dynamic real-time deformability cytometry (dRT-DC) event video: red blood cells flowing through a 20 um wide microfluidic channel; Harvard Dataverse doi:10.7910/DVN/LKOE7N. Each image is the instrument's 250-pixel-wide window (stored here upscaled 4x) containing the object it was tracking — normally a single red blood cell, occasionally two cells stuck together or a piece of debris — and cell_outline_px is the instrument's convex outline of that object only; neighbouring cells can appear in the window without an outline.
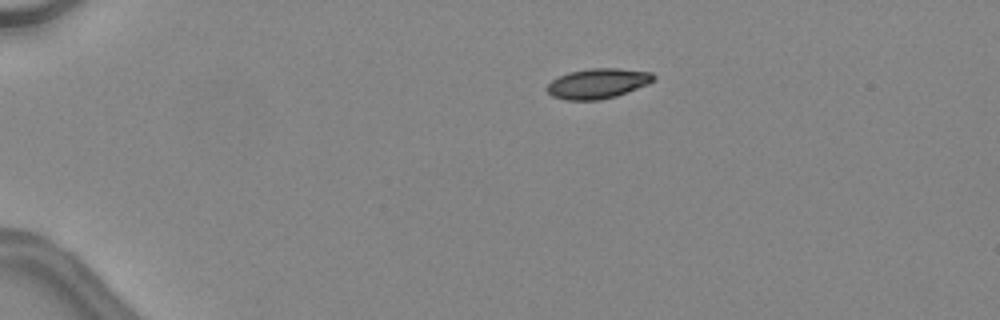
{"species": "common noctule bat (a hibernating species)", "species_latin": "Nyctalus noctula", "temperature_condition": "warm", "stored_images_in_passage": 37, "camera_frame_rate_fps": 3000, "um_per_image_px": 0.085, "animal": {"sex": "female", "body_mass_g": 24.6, "forearm_length_mm": 56.2}, "frame": {"image": 1, "passage_image": 1, "time_ms": 0.0, "image_size_px": [1000, 320], "cell_outline_px": [[656, 80], [648, 84], [616, 96], [600, 100], [568, 100], [552, 96], [544, 88], [552, 80], [568, 72], [588, 68], [620, 68], [652, 72], [656, 76]], "centroid_in_image_um": [50.83, 7.09], "position_along_channel_um": 34.2, "area_um2": 18.84}}
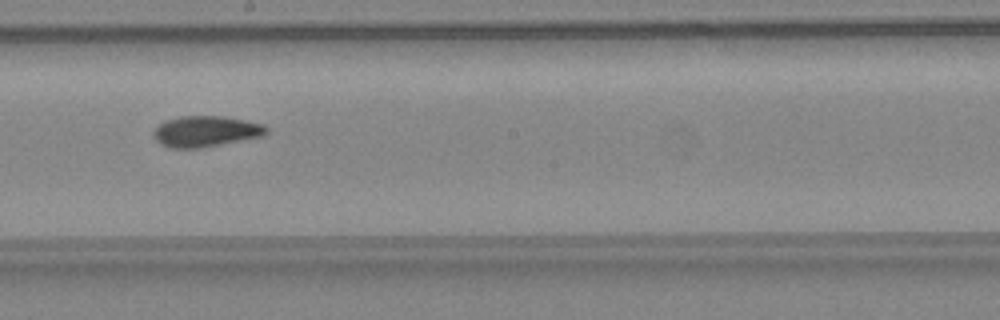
{"frame": {"image": 2, "passage_image": 19, "time_ms": 6.0, "image_size_px": [1000, 320], "cell_outline_px": [[268, 132], [260, 136], [200, 148], [172, 148], [160, 144], [152, 136], [152, 132], [160, 124], [168, 120], [180, 116], [220, 116], [244, 120], [264, 124], [268, 128]], "centroid_in_image_um": [17.46, 11.16], "position_along_channel_um": 230.7, "area_um2": 20.06}}
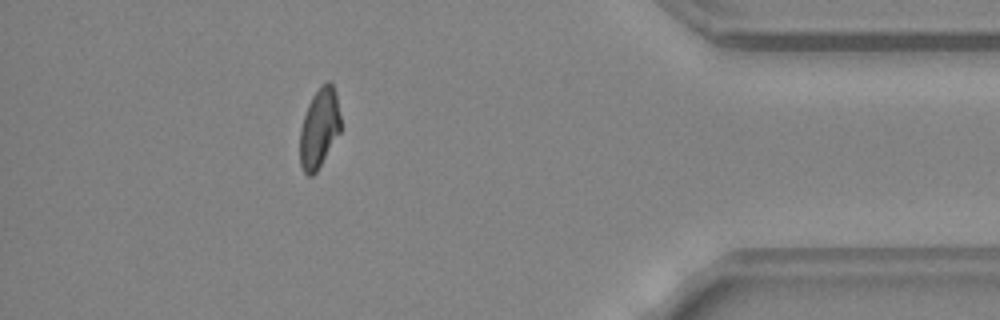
{"frame": {"image": 3, "passage_image": 33, "time_ms": 10.667, "image_size_px": [1000, 320], "cell_outline_px": [[340, 132], [316, 172], [312, 176], [308, 176], [304, 172], [300, 164], [300, 128], [308, 104], [312, 96], [328, 80], [332, 84], [336, 92], [340, 116]], "centroid_in_image_um": [27.13, 10.91], "position_along_channel_um": 408.1, "area_um2": 18.67}, "authors_computed_cell_mechanics": {"area_um2": 19.7098, "velocity_mm_per_s": 4.5537, "shape_relaxation_time_tau1_ms": 7.196, "shape_relaxation_time_tau2_ms": 1.6959, "deformation_change_tau1": 0.189, "deformation_change_tau2": 0.0596}}